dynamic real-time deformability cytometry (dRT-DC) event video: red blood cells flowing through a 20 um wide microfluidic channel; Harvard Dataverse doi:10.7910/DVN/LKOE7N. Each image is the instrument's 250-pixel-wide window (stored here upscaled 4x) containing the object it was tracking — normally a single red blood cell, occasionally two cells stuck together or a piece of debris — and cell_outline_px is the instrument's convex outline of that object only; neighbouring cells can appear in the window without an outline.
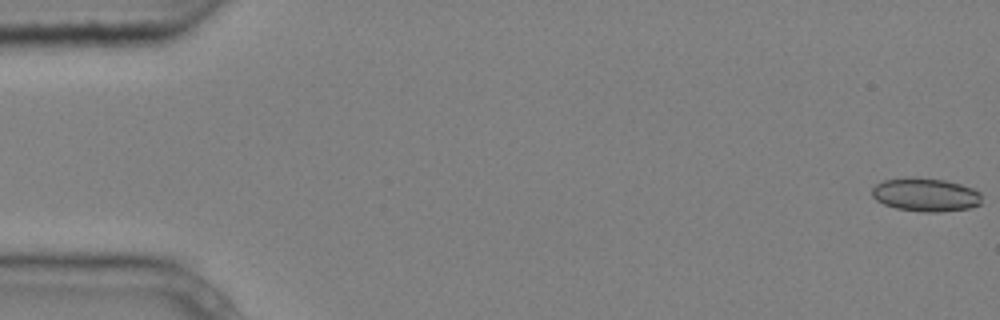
{"species": "common noctule bat (a hibernating species)", "species_latin": "Nyctalus noctula", "temperature_condition": "cold", "stored_images_in_passage": 8, "camera_frame_rate_fps": 3000, "um_per_image_px": 0.085, "animal": {"sex": "male", "body_mass_g": 20.4}, "frame": {"image": 1, "passage_image": 1, "time_ms": 0.0, "image_size_px": [1000, 320], "cell_outline_px": [[980, 204], [968, 208], [940, 212], [920, 212], [896, 208], [884, 204], [876, 200], [872, 196], [872, 188], [876, 184], [884, 180], [944, 180], [960, 184], [972, 188], [980, 192]], "centroid_in_image_um": [78.68, 16.6], "position_along_channel_um": 6.3, "area_um2": 20.58}}
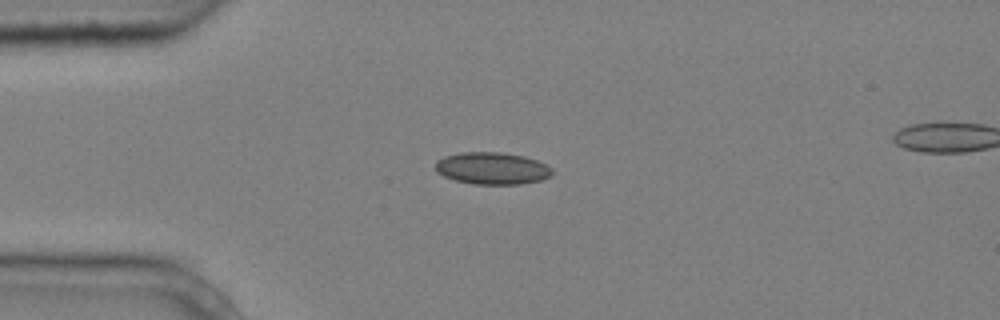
{"frame": {"image": 2, "passage_image": 4, "time_ms": 1.0, "image_size_px": [1000, 320], "cell_outline_px": [[552, 176], [540, 180], [520, 184], [472, 184], [456, 180], [444, 176], [436, 172], [436, 160], [444, 156], [460, 152], [500, 152], [524, 156], [548, 164], [552, 168]], "centroid_in_image_um": [41.84, 14.3], "position_along_channel_um": 43.2, "area_um2": 21.96}}
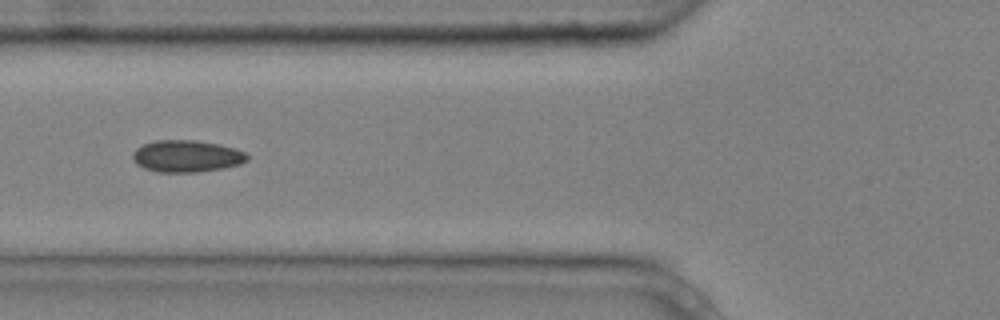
{"frame": {"image": 3, "passage_image": 6, "time_ms": 1.667, "image_size_px": [1000, 320], "cell_outline_px": [[248, 160], [240, 164], [224, 168], [196, 172], [156, 172], [144, 168], [136, 164], [132, 156], [132, 152], [136, 148], [144, 144], [156, 140], [192, 140], [216, 144], [236, 148], [244, 152], [248, 156]], "centroid_in_image_um": [15.85, 13.28], "position_along_channel_um": 110.0, "area_um2": 21.27}}